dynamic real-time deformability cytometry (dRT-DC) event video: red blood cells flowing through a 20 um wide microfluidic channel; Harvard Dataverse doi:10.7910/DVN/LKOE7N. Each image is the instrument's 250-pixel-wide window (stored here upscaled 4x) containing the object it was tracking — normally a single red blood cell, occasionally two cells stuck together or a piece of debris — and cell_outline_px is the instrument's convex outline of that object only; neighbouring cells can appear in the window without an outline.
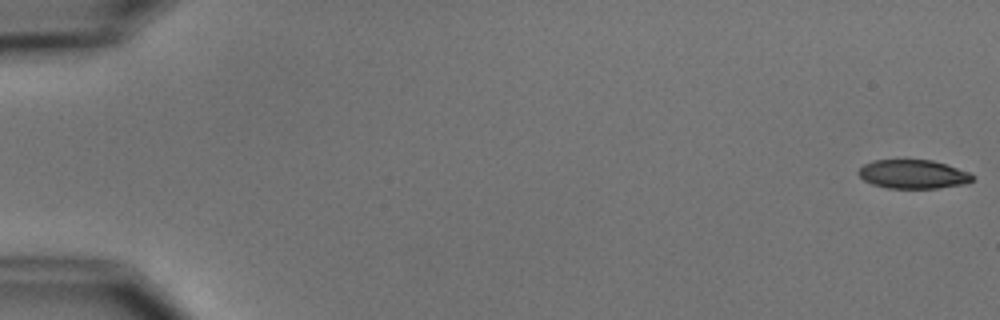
{"species": "common noctule bat (a hibernating species)", "species_latin": "Nyctalus noctula", "temperature_condition": "cold", "stored_images_in_passage": 6, "camera_frame_rate_fps": 3000, "um_per_image_px": 0.085, "animal": {"sex": "male", "body_mass_g": 15.6}, "frame": {"image": 1, "passage_image": 1, "time_ms": 0.0, "image_size_px": [1000, 320], "cell_outline_px": [[976, 176], [968, 184], [936, 188], [888, 188], [872, 184], [864, 180], [856, 172], [864, 164], [872, 160], [932, 160], [968, 172]], "centroid_in_image_um": [77.61, 14.81], "position_along_channel_um": 7.4, "area_um2": 19.13}}
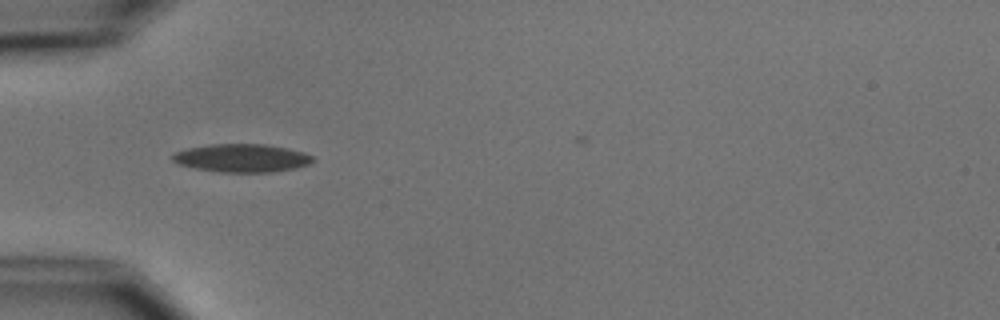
{"frame": {"image": 2, "passage_image": 5, "time_ms": 5.667, "image_size_px": [1000, 320], "cell_outline_px": [[316, 160], [308, 164], [292, 168], [272, 172], [220, 172], [196, 168], [176, 164], [172, 160], [172, 156], [176, 152], [188, 148], [208, 144], [264, 144], [288, 148], [304, 152], [312, 156]], "centroid_in_image_um": [20.54, 13.43], "position_along_channel_um": 64.5, "area_um2": 22.95}}